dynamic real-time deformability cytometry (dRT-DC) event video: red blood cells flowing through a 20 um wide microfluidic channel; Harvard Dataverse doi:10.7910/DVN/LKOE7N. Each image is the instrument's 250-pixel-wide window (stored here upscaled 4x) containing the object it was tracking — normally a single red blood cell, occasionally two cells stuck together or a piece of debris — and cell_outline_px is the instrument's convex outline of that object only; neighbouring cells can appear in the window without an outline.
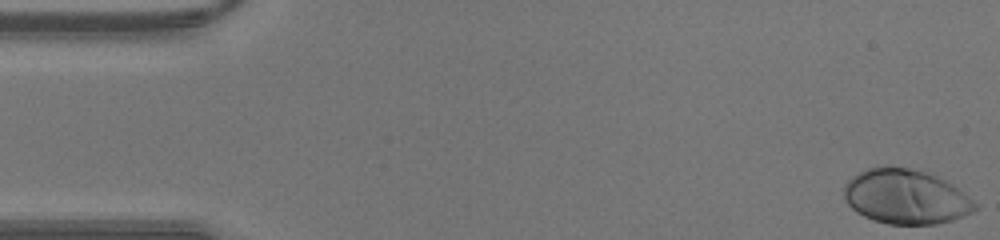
{"species": "human", "species_latin": "Homo sapiens", "temperature_condition": "warm", "stored_images_in_passage": 36, "camera_frame_rate_fps": 3000, "um_per_image_px": 0.085, "donor": {"sex": "male"}, "frame": {"image": 1, "passage_image": 1, "time_ms": 0.0, "image_size_px": [1000, 240], "cell_outline_px": [[980, 204], [972, 212], [964, 216], [952, 220], [936, 224], [888, 224], [872, 220], [856, 212], [844, 200], [844, 184], [852, 176], [868, 168], [884, 164], [888, 164], [908, 168], [924, 172], [936, 176], [952, 184]], "centroid_in_image_um": [76.98, 16.71], "position_along_channel_um": 8.0, "area_um2": 42.14}}
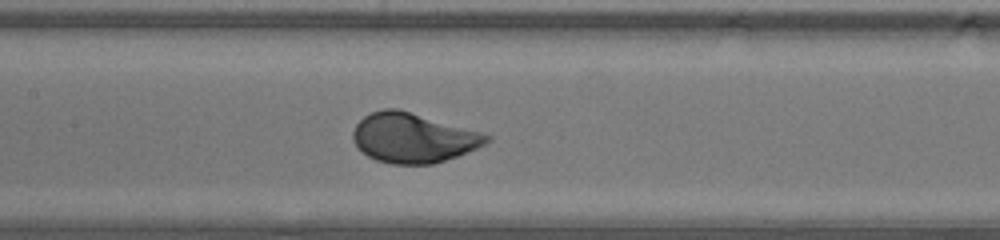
{"frame": {"image": 2, "passage_image": 20, "time_ms": 6.333, "image_size_px": [1000, 240], "cell_outline_px": [[492, 140], [476, 148], [456, 156], [432, 164], [392, 164], [376, 160], [368, 156], [352, 140], [352, 132], [356, 124], [364, 116], [372, 112], [384, 108], [396, 108], [480, 132], [492, 136]], "centroid_in_image_um": [35.09, 11.72], "position_along_channel_um": 172.3, "area_um2": 38.15}}
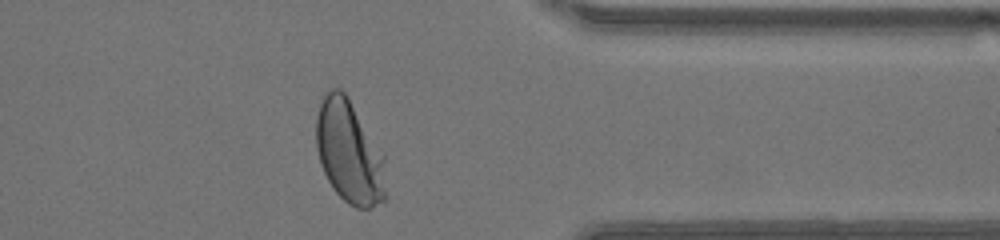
{"frame": {"image": 3, "passage_image": 34, "time_ms": 11.0, "image_size_px": [1000, 240], "cell_outline_px": [[384, 200], [372, 208], [356, 208], [348, 204], [336, 192], [328, 180], [320, 164], [316, 148], [316, 116], [324, 92], [332, 88], [340, 88], [344, 92], [384, 152]], "centroid_in_image_um": [29.67, 12.91], "position_along_channel_um": 381.7, "area_um2": 41.85}}